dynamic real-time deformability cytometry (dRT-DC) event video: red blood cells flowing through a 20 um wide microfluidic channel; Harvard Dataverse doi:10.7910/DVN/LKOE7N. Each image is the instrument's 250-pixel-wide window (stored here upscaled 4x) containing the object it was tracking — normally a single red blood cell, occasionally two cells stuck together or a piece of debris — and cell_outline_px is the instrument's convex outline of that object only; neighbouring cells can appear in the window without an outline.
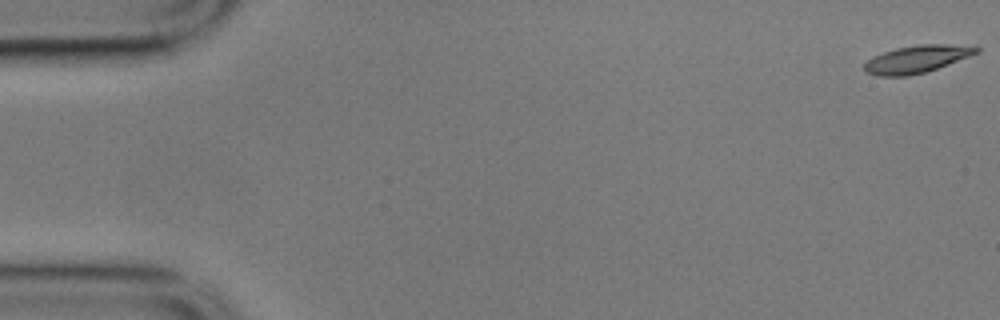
{"species": "common noctule bat (a hibernating species)", "species_latin": "Nyctalus noctula", "temperature_condition": "cold", "stored_images_in_passage": 57, "camera_frame_rate_fps": 3000, "um_per_image_px": 0.085, "animal": {"sex": "male", "body_mass_g": 17.9}, "frame": {"image": 1, "passage_image": 1, "time_ms": 0.0, "image_size_px": [1000, 320], "cell_outline_px": [[980, 52], [936, 68], [924, 72], [908, 76], [876, 76], [864, 72], [864, 64], [872, 56], [896, 48], [920, 44], [976, 44], [980, 48]], "centroid_in_image_um": [77.96, 5.0], "position_along_channel_um": 7.0, "area_um2": 18.09}}
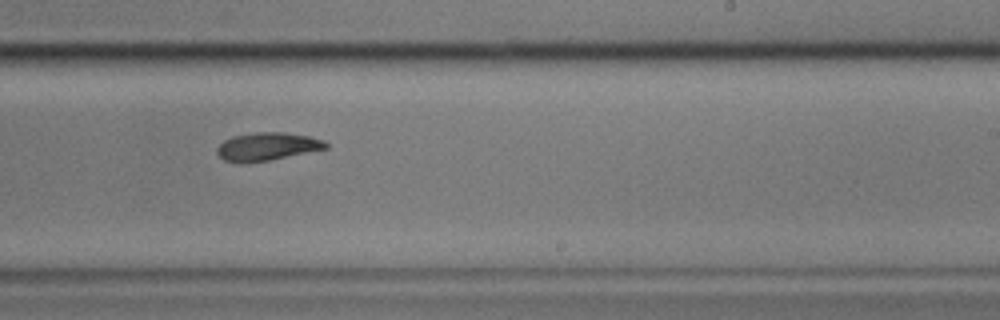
{"frame": {"image": 2, "passage_image": 35, "time_ms": 11.333, "image_size_px": [1000, 320], "cell_outline_px": [[328, 148], [268, 160], [240, 164], [224, 160], [216, 152], [216, 148], [224, 140], [232, 136], [256, 132], [284, 132], [308, 136], [324, 140], [328, 144]], "centroid_in_image_um": [22.68, 12.45], "position_along_channel_um": 266.3, "area_um2": 17.74}}
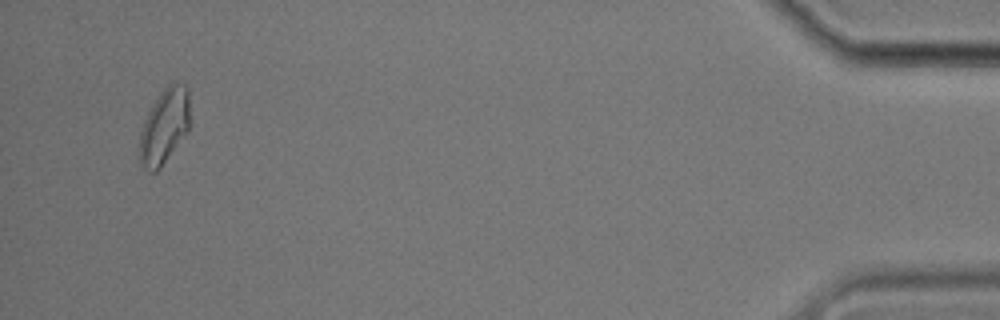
{"frame": {"image": 3, "passage_image": 55, "time_ms": 18.0, "image_size_px": [1000, 320], "cell_outline_px": [[188, 132], [160, 168], [156, 172], [152, 172], [140, 168], [140, 132], [144, 120], [152, 104], [160, 92], [172, 80], [176, 80], [184, 84], [188, 88]], "centroid_in_image_um": [13.96, 10.72], "position_along_channel_um": 421.2, "area_um2": 22.2}, "authors_computed_cell_mechanics": {"area_um2": 18.0914, "velocity_mm_per_s": 3.4914, "shape_relaxation_time_tau1_ms": 5.5958, "shape_relaxation_time_tau2_ms": null, "deformation_change_tau1": 0.1449, "deformation_change_tau2": null}}